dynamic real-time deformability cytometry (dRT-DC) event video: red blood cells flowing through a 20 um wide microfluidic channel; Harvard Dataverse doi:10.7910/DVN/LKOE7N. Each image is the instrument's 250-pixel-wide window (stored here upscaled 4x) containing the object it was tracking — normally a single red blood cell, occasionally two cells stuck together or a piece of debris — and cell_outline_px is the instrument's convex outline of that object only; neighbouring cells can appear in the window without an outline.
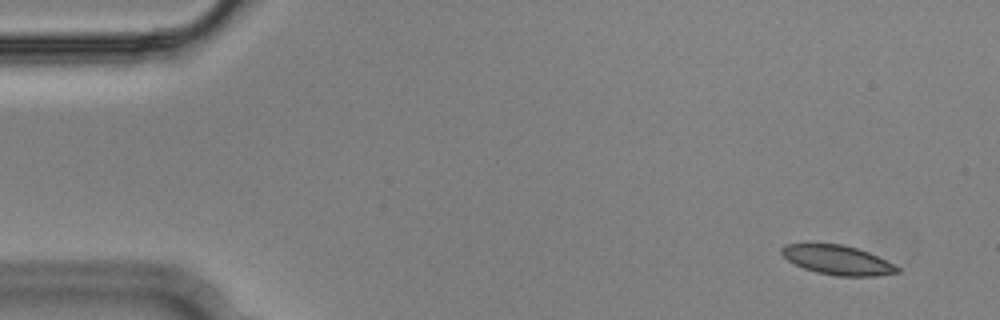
{"species": "Egyptian fruit bat (a non-hibernating species)", "species_latin": "Rousettus aegyptiacus", "temperature_condition": "cold", "stored_images_in_passage": 55, "segment_of_instrument_passage": [1, 2], "camera_frame_rate_fps": 3000, "um_per_image_px": 0.085, "animal": {"sex": "male"}, "frame": {"image": 1, "passage_image": 4, "time_ms": 1.0, "image_size_px": [1000, 320], "cell_outline_px": [[900, 272], [876, 276], [836, 276], [816, 272], [804, 268], [788, 260], [780, 252], [780, 248], [784, 244], [808, 240], [840, 244], [856, 248], [868, 252], [900, 268]], "centroid_in_image_um": [71.08, 22.05], "position_along_channel_um": 13.9, "area_um2": 20.35}}
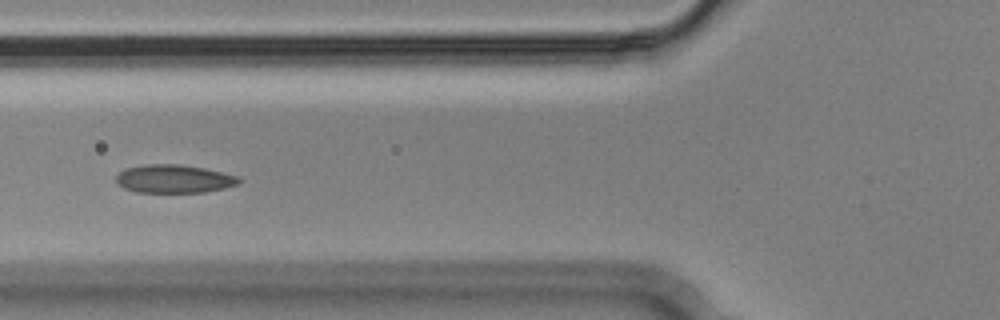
{"frame": {"image": 2, "passage_image": 21, "time_ms": 6.667, "image_size_px": [1000, 320], "cell_outline_px": [[240, 184], [224, 188], [204, 192], [136, 192], [124, 188], [116, 184], [116, 176], [124, 168], [144, 164], [180, 164], [204, 168], [240, 176]], "centroid_in_image_um": [14.78, 15.19], "position_along_channel_um": 111.0, "area_um2": 20.4}}
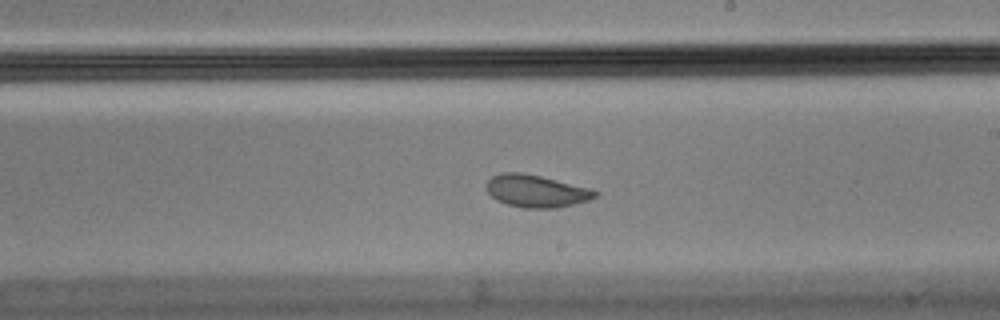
{"frame": {"image": 3, "passage_image": 32, "time_ms": 10.333, "image_size_px": [1000, 320], "cell_outline_px": [[600, 192], [596, 196], [588, 200], [556, 208], [524, 208], [508, 204], [496, 200], [488, 192], [484, 184], [492, 176], [504, 172], [520, 172], [540, 176], [588, 188]], "centroid_in_image_um": [45.53, 16.24], "position_along_channel_um": 243.5, "area_um2": 20.29}}